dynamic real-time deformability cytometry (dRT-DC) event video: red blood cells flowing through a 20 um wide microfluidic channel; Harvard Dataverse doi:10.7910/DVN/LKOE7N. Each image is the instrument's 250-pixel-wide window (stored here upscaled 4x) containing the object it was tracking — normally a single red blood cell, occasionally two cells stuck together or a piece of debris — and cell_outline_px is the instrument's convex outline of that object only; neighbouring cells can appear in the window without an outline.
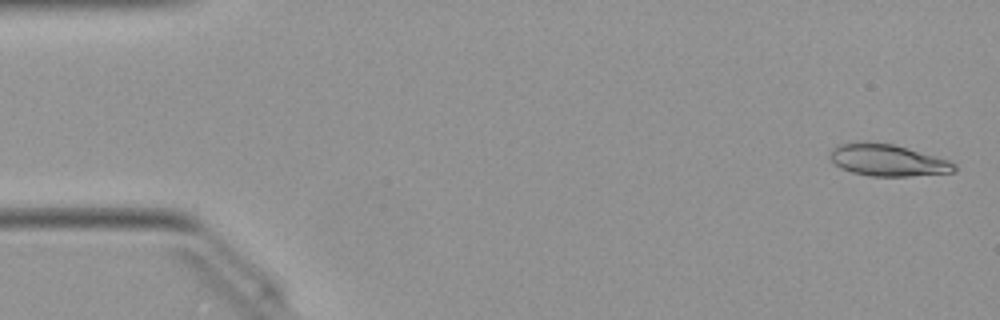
{"species": "Egyptian fruit bat (a non-hibernating species)", "species_latin": "Rousettus aegyptiacus", "temperature_condition": "warm", "stored_images_in_passage": 51, "camera_frame_rate_fps": 3000, "um_per_image_px": 0.085, "animal": {"sex": "female"}, "frame": {"image": 1, "passage_image": 2, "time_ms": 0.333, "image_size_px": [1000, 320], "cell_outline_px": [[956, 172], [908, 176], [872, 176], [852, 172], [840, 168], [828, 156], [828, 152], [836, 144], [860, 140], [864, 140], [892, 144], [908, 148], [936, 156], [948, 160], [956, 164]], "centroid_in_image_um": [75.39, 13.59], "position_along_channel_um": 9.6, "area_um2": 23.41}}
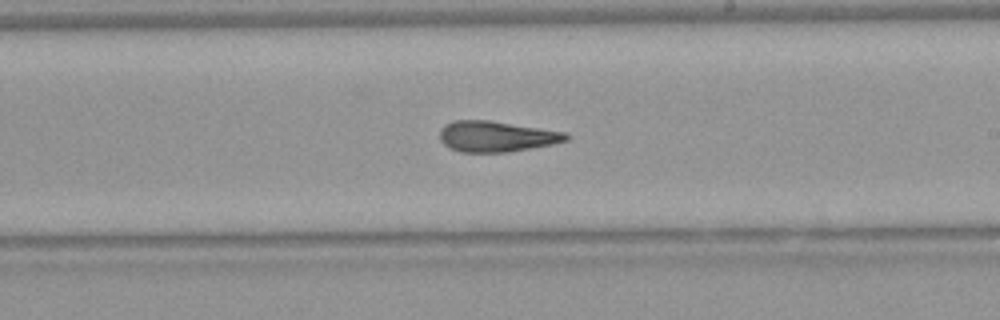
{"frame": {"image": 2, "passage_image": 29, "time_ms": 9.333, "image_size_px": [1000, 320], "cell_outline_px": [[568, 140], [552, 144], [508, 152], [460, 152], [444, 144], [440, 140], [440, 128], [444, 124], [452, 120], [488, 120], [568, 132]], "centroid_in_image_um": [42.18, 11.58], "position_along_channel_um": 246.8, "area_um2": 22.66}}
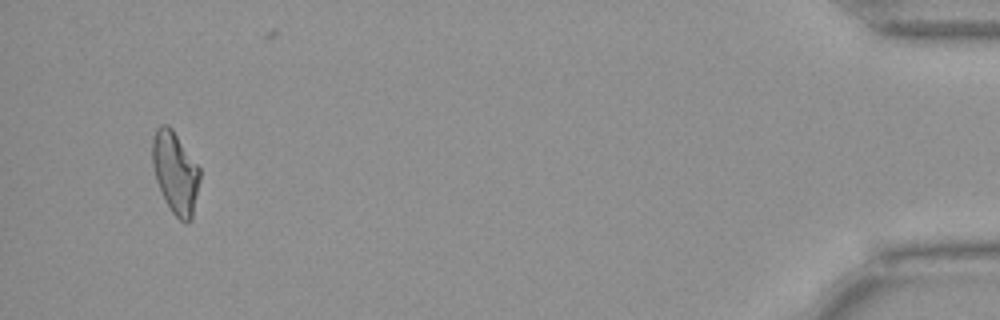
{"frame": {"image": 3, "passage_image": 48, "time_ms": 15.667, "image_size_px": [1000, 320], "cell_outline_px": [[200, 180], [192, 220], [188, 224], [184, 224], [172, 212], [156, 180], [152, 164], [152, 136], [156, 128], [160, 124], [168, 124], [172, 128], [200, 168]], "centroid_in_image_um": [14.91, 14.66], "position_along_channel_um": 420.3, "area_um2": 22.77}, "authors_computed_cell_mechanics": {"area_um2": 22.7154, "velocity_mm_per_s": 4.0526, "shape_relaxation_time_tau1_ms": null, "shape_relaxation_time_tau2_ms": 3.3698, "deformation_change_tau1": null, "deformation_change_tau2": 0.1354}}